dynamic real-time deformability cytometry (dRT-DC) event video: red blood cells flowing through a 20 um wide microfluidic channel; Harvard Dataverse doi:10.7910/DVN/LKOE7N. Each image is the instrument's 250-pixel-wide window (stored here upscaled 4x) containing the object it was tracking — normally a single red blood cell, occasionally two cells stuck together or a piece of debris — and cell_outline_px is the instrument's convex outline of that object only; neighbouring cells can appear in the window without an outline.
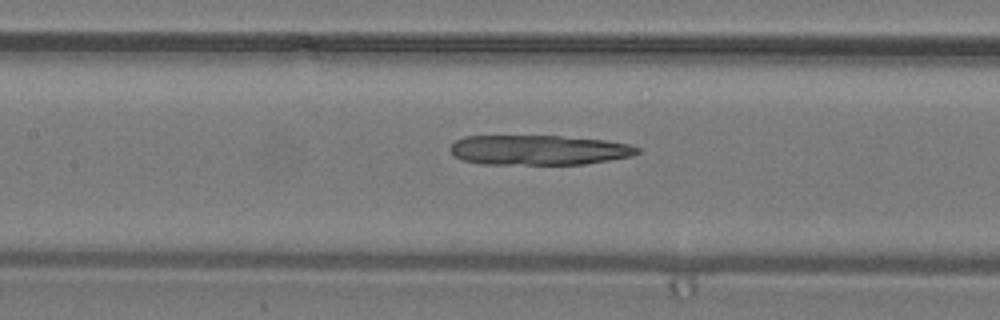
{"species": "common noctule bat (a hibernating species)", "species_latin": "Nyctalus noctula", "temperature_condition": "warm", "stored_images_in_passage": 40, "camera_frame_rate_fps": 3000, "um_per_image_px": 0.085, "animal": {"sex": "male", "body_mass_g": 19.2, "forearm_length_mm": 51.8}, "frame": {"image": 1, "passage_image": 19, "time_ms": 6.0, "image_size_px": [1000, 320], "cell_outline_px": [[640, 152], [632, 156], [584, 164], [480, 164], [460, 160], [452, 156], [448, 148], [456, 140], [464, 136], [560, 136], [604, 140], [628, 144], [640, 148]], "centroid_in_image_um": [45.73, 12.76], "position_along_channel_um": 161.7, "area_um2": 32.77}}